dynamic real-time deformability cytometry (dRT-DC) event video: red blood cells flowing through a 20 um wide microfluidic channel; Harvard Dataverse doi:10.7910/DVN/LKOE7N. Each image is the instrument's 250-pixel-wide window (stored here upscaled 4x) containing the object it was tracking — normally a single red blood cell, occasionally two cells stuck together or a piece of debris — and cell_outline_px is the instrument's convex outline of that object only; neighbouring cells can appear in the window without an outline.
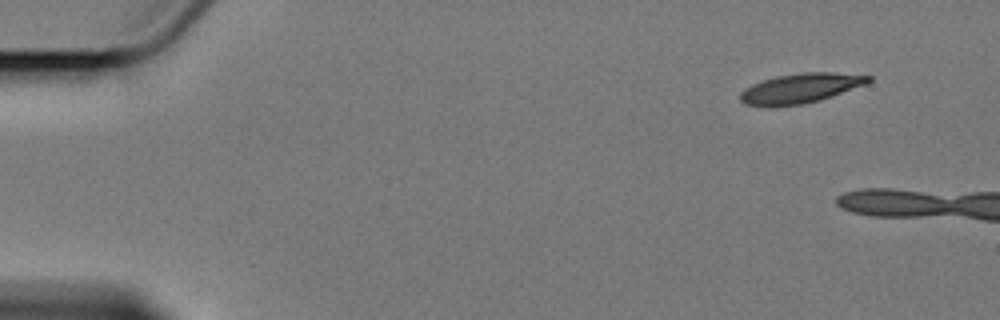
{"species": "Egyptian fruit bat (a non-hibernating species)", "species_latin": "Rousettus aegyptiacus", "temperature_condition": "cold", "stored_images_in_passage": 2, "camera_frame_rate_fps": 3000, "um_per_image_px": 0.085, "animal": {"sex": "female"}, "frame": {"image": 1, "passage_image": 1, "time_ms": 0.0, "image_size_px": [1000, 320], "cell_outline_px": [[872, 80], [868, 84], [820, 100], [804, 104], [744, 104], [740, 100], [740, 92], [744, 88], [752, 84], [776, 76], [800, 72], [832, 72], [872, 76]], "centroid_in_image_um": [68.12, 7.46], "position_along_channel_um": 16.9, "area_um2": 21.79}}